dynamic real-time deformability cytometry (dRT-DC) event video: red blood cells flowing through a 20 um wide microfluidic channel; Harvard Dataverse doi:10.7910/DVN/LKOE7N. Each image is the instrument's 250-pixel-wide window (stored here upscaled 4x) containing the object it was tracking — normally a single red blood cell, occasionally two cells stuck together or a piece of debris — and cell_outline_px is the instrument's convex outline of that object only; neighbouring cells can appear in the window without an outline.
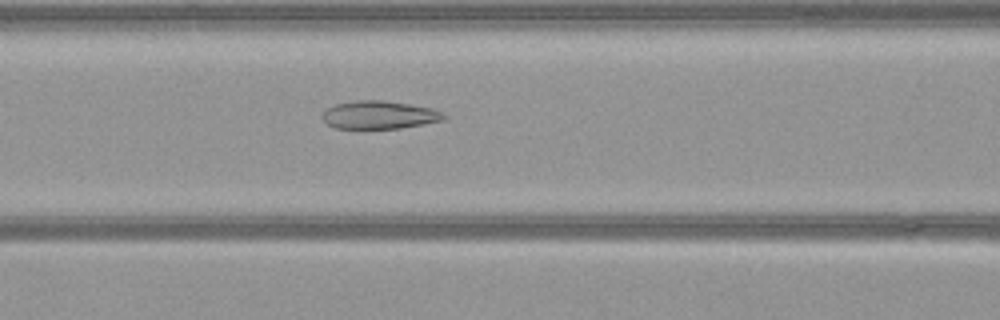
{"species": "common noctule bat (a hibernating species)", "species_latin": "Nyctalus noctula", "temperature_condition": "warm", "stored_images_in_passage": 52, "camera_frame_rate_fps": 3000, "um_per_image_px": 0.085, "animal": {"sex": "female", "body_mass_g": 21.9}, "frame": {"image": 1, "passage_image": 21, "time_ms": 6.667, "image_size_px": [1000, 320], "cell_outline_px": [[448, 116], [444, 120], [424, 124], [400, 128], [336, 128], [328, 124], [320, 116], [328, 108], [336, 104], [356, 100], [384, 100], [432, 108], [444, 112]], "centroid_in_image_um": [32.28, 9.76], "position_along_channel_um": 134.3, "area_um2": 19.83}}
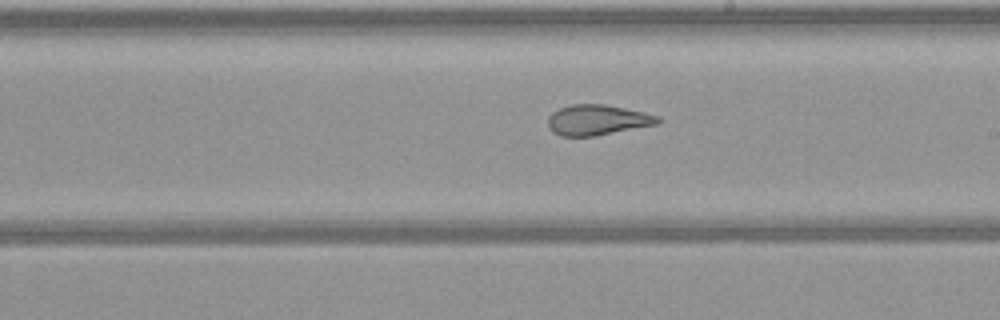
{"frame": {"image": 2, "passage_image": 29, "time_ms": 9.333, "image_size_px": [1000, 320], "cell_outline_px": [[664, 120], [656, 124], [596, 136], [560, 136], [552, 132], [548, 124], [548, 116], [552, 112], [560, 108], [572, 104], [604, 104], [644, 112], [660, 116]], "centroid_in_image_um": [50.78, 10.2], "position_along_channel_um": 238.2, "area_um2": 19.54}}
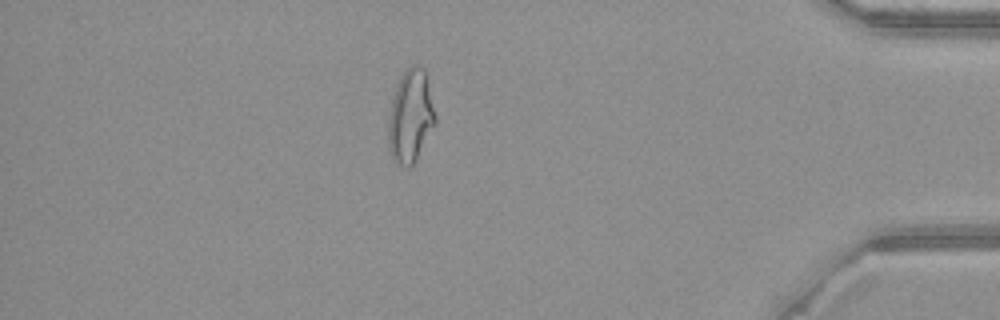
{"frame": {"image": 3, "passage_image": 45, "time_ms": 14.667, "image_size_px": [1000, 320], "cell_outline_px": [[436, 124], [416, 160], [408, 168], [404, 168], [396, 164], [392, 160], [388, 144], [388, 120], [392, 96], [396, 84], [404, 68], [412, 64], [420, 64], [424, 68], [428, 76], [436, 116]], "centroid_in_image_um": [34.9, 9.85], "position_along_channel_um": 400.3, "area_um2": 26.36}}